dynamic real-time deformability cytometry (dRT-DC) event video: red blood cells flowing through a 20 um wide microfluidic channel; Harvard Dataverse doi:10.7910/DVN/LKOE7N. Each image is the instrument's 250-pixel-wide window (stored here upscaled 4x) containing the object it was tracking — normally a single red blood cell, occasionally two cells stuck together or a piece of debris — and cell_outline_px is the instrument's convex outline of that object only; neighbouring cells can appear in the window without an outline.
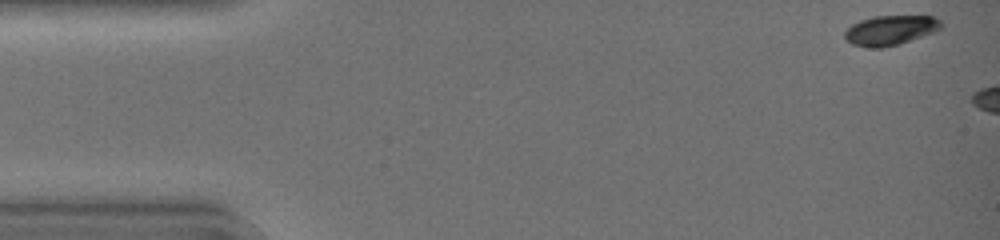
{"species": "common noctule bat (a hibernating species)", "species_latin": "Nyctalus noctula", "temperature_condition": "warm", "stored_images_in_passage": 4, "camera_frame_rate_fps": 3000, "um_per_image_px": 0.085, "animal": {"sex": "female", "body_mass_g": 19.0, "forearm_length_mm": 51.5}, "frame": {"image": 1, "passage_image": 1, "time_ms": 0.0, "image_size_px": [1000, 240], "cell_outline_px": [[944, 24], [940, 28], [932, 32], [900, 44], [880, 48], [872, 48], [852, 44], [844, 36], [844, 32], [852, 24], [860, 20], [872, 16], [936, 16]], "centroid_in_image_um": [75.68, 2.56], "position_along_channel_um": 9.3, "area_um2": 16.65}}